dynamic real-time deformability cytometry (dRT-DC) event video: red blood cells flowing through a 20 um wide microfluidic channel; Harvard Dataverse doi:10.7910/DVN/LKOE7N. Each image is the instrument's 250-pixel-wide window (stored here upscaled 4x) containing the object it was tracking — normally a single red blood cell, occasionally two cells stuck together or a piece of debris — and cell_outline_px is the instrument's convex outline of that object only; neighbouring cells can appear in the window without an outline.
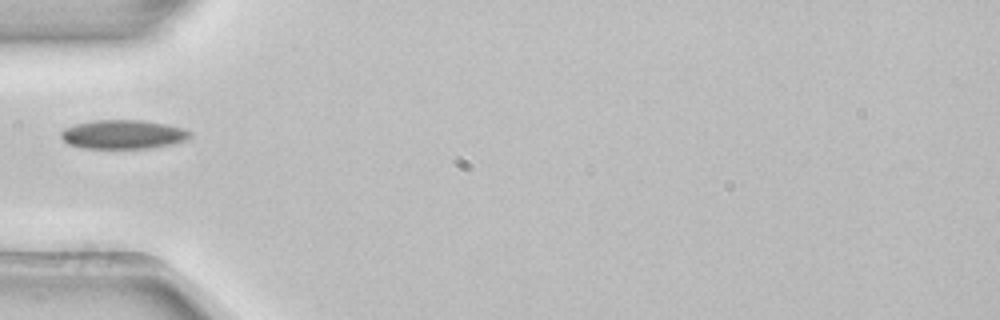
{"species": "common noctule bat (a hibernating species)", "species_latin": "Nyctalus noctula", "temperature_condition": "room temperature", "stored_images_in_passage": 2, "camera_frame_rate_fps": 3000, "um_per_image_px": 0.085, "animal": {"sex": "female", "body_mass_g": 22.7, "forearm_length_mm": 54.2}, "frame": {"image": 1, "passage_image": 1, "time_ms": 0.0, "image_size_px": [1000, 320], "cell_outline_px": [[192, 132], [184, 140], [168, 144], [144, 148], [84, 148], [68, 144], [60, 136], [60, 132], [64, 128], [76, 124], [92, 120], [140, 120], [164, 124], [180, 128]], "centroid_in_image_um": [10.37, 11.41], "position_along_channel_um": 74.6, "area_um2": 21.33}}